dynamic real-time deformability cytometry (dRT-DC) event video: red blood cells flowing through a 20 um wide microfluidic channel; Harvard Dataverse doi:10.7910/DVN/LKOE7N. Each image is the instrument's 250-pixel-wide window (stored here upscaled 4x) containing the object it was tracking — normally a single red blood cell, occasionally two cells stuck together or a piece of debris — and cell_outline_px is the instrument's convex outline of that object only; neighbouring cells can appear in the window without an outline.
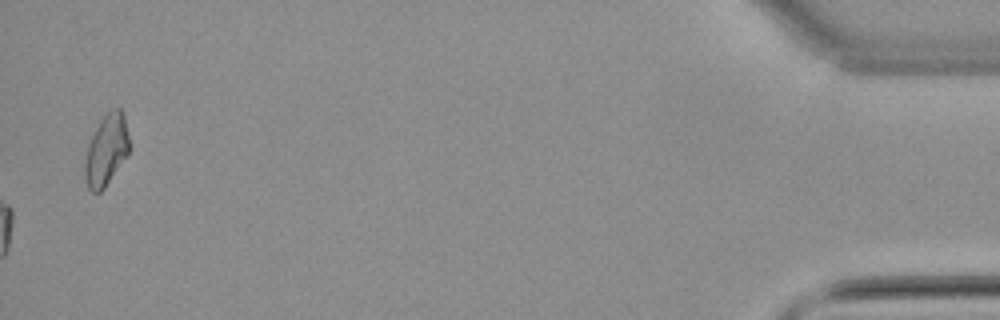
{"species": "common noctule bat (a hibernating species)", "species_latin": "Nyctalus noctula", "temperature_condition": "warm", "stored_images_in_passage": 56, "camera_frame_rate_fps": 3000, "um_per_image_px": 0.085, "animal": {"sex": "male", "body_mass_g": 21.5, "forearm_length_mm": 52.0}, "frame": {"image": 1, "passage_image": 56, "time_ms": 18.333, "image_size_px": [1000, 320], "cell_outline_px": [[128, 156], [104, 188], [100, 192], [92, 192], [88, 188], [84, 180], [84, 164], [88, 144], [100, 120], [108, 112], [116, 108], [120, 108], [124, 112], [128, 136]], "centroid_in_image_um": [9.03, 12.79], "position_along_channel_um": 426.2, "area_um2": 18.38}, "authors_computed_cell_mechanics": {"area_um2": 18.9295, "velocity_mm_per_s": 3.8083, "shape_relaxation_time_tau1_ms": null, "shape_relaxation_time_tau2_ms": 6.7783, "deformation_change_tau1": null, "deformation_change_tau2": 0.1575}}